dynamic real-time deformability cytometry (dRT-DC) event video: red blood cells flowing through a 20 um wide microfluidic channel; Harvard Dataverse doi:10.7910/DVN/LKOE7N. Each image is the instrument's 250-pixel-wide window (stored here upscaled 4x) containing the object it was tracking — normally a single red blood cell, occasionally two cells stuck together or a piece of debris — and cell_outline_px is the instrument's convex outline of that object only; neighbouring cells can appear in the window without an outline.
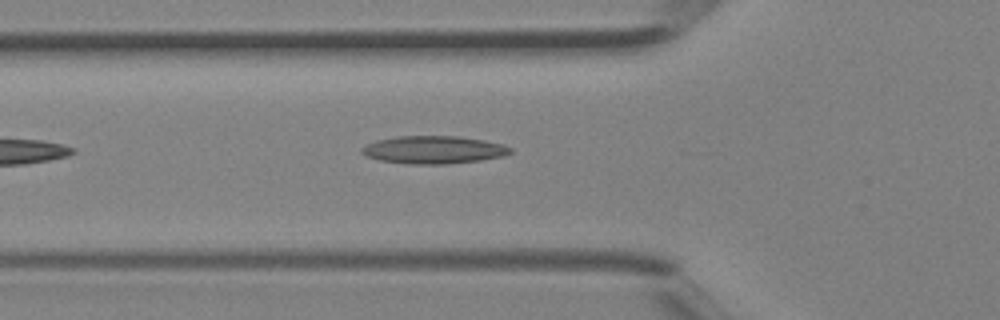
{"species": "Egyptian fruit bat (a non-hibernating species)", "species_latin": "Rousettus aegyptiacus", "temperature_condition": "room temperature", "stored_images_in_passage": 18, "camera_frame_rate_fps": 3000, "um_per_image_px": 0.085, "animal": {"sex": "female"}, "frame": {"image": 1, "passage_image": 3, "time_ms": 0.667, "image_size_px": [1000, 320], "cell_outline_px": [[512, 152], [504, 156], [480, 160], [448, 164], [412, 164], [380, 160], [364, 156], [360, 152], [360, 148], [376, 140], [396, 136], [460, 136], [484, 140], [504, 144], [512, 148]], "centroid_in_image_um": [36.86, 12.73], "position_along_channel_um": 88.9, "area_um2": 24.22}}